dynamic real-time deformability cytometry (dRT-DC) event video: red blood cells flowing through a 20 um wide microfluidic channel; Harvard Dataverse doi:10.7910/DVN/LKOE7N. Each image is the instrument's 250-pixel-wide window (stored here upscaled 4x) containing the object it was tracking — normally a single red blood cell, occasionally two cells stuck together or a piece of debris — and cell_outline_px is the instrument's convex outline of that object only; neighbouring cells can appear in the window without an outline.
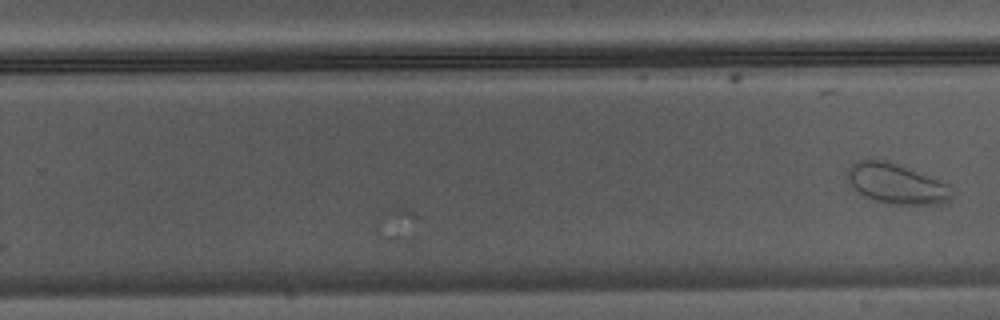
{"species": "Egyptian fruit bat (a non-hibernating species)", "species_latin": "Rousettus aegyptiacus", "temperature_condition": "warm", "stored_images_in_passage": 29, "camera_frame_rate_fps": 3000, "um_per_image_px": 0.085, "animal": {"sex": "male"}, "frame": {"image": 1, "passage_image": 29, "time_ms": 9.333, "image_size_px": [1000, 320], "cell_outline_px": [[952, 196], [948, 200], [940, 204], [888, 204], [872, 200], [856, 192], [848, 184], [848, 168], [856, 160], [884, 160], [908, 168], [940, 180], [944, 184]], "centroid_in_image_um": [76.1, 15.63], "position_along_channel_um": 253.7, "area_um2": 24.16}}